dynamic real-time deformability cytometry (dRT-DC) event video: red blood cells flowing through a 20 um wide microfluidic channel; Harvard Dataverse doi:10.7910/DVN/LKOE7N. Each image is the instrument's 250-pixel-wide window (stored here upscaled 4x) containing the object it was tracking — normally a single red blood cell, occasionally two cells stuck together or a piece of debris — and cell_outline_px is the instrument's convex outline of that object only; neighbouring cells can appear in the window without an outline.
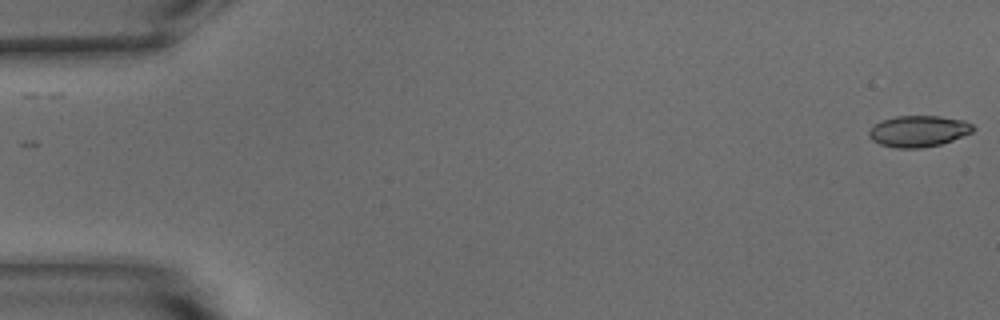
{"species": "common noctule bat (a hibernating species)", "species_latin": "Nyctalus noctula", "temperature_condition": "warm", "stored_images_in_passage": 9, "camera_frame_rate_fps": 3000, "um_per_image_px": 0.085, "animal": {"sex": "male", "body_mass_g": 15.6}, "frame": {"image": 1, "passage_image": 1, "time_ms": 0.0, "image_size_px": [1000, 320], "cell_outline_px": [[976, 128], [972, 132], [952, 140], [940, 144], [920, 148], [896, 148], [880, 144], [872, 140], [868, 136], [868, 132], [880, 120], [896, 116], [940, 116], [964, 120], [972, 124]], "centroid_in_image_um": [78.07, 11.14], "position_along_channel_um": 6.9, "area_um2": 18.96}}